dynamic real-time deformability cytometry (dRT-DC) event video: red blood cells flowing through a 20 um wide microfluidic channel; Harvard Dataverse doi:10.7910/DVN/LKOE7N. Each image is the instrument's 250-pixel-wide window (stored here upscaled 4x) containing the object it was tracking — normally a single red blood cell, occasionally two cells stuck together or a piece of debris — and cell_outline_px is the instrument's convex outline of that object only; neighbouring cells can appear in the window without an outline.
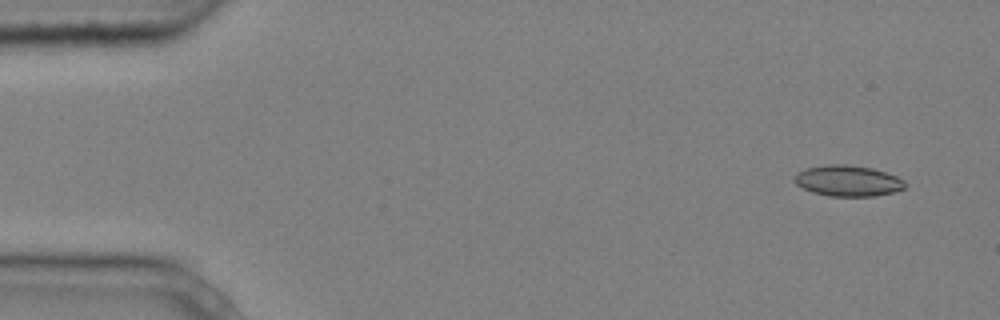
{"species": "common noctule bat (a hibernating species)", "species_latin": "Nyctalus noctula", "temperature_condition": "cold", "stored_images_in_passage": 4, "camera_frame_rate_fps": 3000, "um_per_image_px": 0.085, "animal": {"sex": "male", "body_mass_g": 20.4}, "frame": {"image": 1, "passage_image": 1, "time_ms": 0.0, "image_size_px": [1000, 320], "cell_outline_px": [[908, 184], [904, 188], [892, 192], [872, 196], [828, 196], [812, 192], [796, 184], [792, 180], [796, 172], [808, 168], [824, 164], [844, 164], [872, 168], [896, 176], [904, 180]], "centroid_in_image_um": [72.04, 15.36], "position_along_channel_um": 13.0, "area_um2": 19.94}}
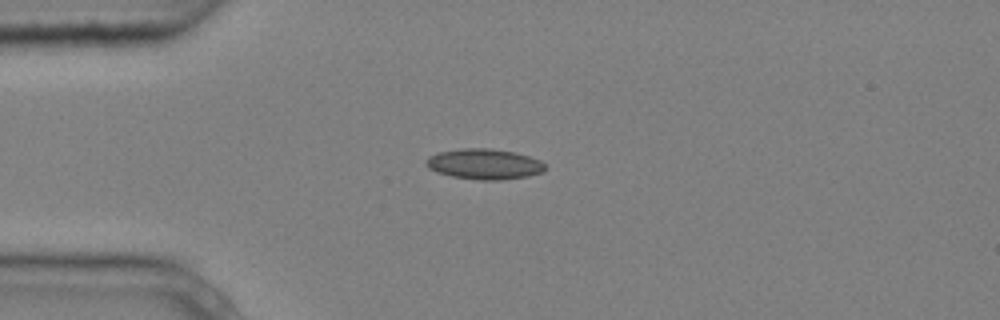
{"frame": {"image": 2, "passage_image": 4, "time_ms": 1.0, "image_size_px": [1000, 320], "cell_outline_px": [[548, 168], [544, 172], [528, 176], [500, 180], [480, 180], [452, 176], [436, 172], [428, 168], [424, 164], [424, 160], [428, 156], [436, 152], [460, 148], [492, 148], [516, 152], [540, 160]], "centroid_in_image_um": [41.14, 13.93], "position_along_channel_um": 43.9, "area_um2": 21.56}}